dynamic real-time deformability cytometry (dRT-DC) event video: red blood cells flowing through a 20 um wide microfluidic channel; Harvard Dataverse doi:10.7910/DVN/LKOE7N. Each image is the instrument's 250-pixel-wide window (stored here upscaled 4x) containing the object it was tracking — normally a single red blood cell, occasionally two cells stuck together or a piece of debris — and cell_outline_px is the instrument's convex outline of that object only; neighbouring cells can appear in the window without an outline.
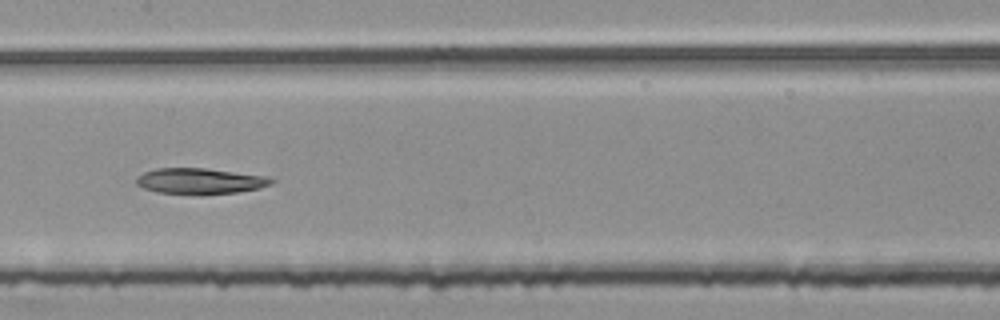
{"species": "common noctule bat (a hibernating species)", "species_latin": "Nyctalus noctula", "temperature_condition": "room temperature", "stored_images_in_passage": 53, "segment_of_instrument_passage": [2, 2], "camera_frame_rate_fps": 3000, "um_per_image_px": 0.085, "animal": {"sex": "female", "body_mass_g": 25.1}, "frame": {"image": 1, "passage_image": 27, "time_ms": 8.667, "image_size_px": [1000, 320], "cell_outline_px": [[276, 180], [272, 184], [260, 188], [236, 192], [200, 196], [156, 192], [144, 188], [136, 184], [136, 180], [144, 172], [156, 168], [204, 168], [268, 176]], "centroid_in_image_um": [17.03, 15.41], "position_along_channel_um": 190.4, "area_um2": 20.69}}
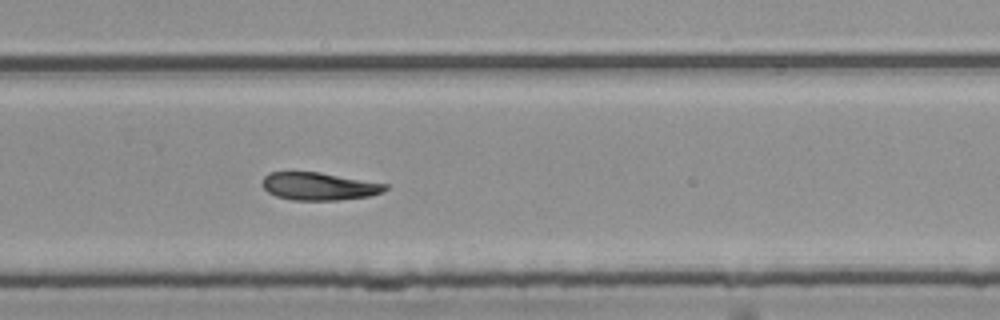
{"frame": {"image": 2, "passage_image": 36, "time_ms": 11.667, "image_size_px": [1000, 320], "cell_outline_px": [[388, 188], [384, 192], [368, 196], [340, 200], [292, 200], [276, 196], [268, 192], [260, 184], [264, 176], [268, 172], [320, 172], [388, 184]], "centroid_in_image_um": [27.1, 15.83], "position_along_channel_um": 302.7, "area_um2": 20.0}}
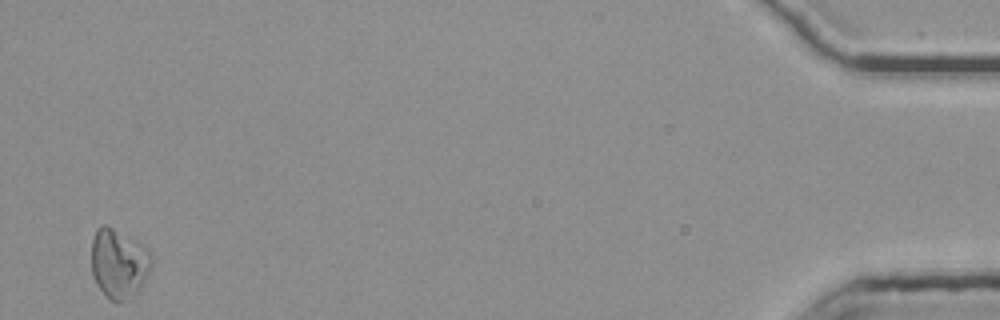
{"frame": {"image": 3, "passage_image": 53, "time_ms": 17.333, "image_size_px": [1000, 320], "cell_outline_px": [[152, 264], [148, 272], [136, 292], [124, 304], [116, 304], [108, 300], [104, 296], [96, 284], [92, 276], [92, 240], [96, 228], [104, 224], [136, 240], [148, 248], [152, 252]], "centroid_in_image_um": [10.08, 22.44], "position_along_channel_um": 425.1, "area_um2": 24.68}}